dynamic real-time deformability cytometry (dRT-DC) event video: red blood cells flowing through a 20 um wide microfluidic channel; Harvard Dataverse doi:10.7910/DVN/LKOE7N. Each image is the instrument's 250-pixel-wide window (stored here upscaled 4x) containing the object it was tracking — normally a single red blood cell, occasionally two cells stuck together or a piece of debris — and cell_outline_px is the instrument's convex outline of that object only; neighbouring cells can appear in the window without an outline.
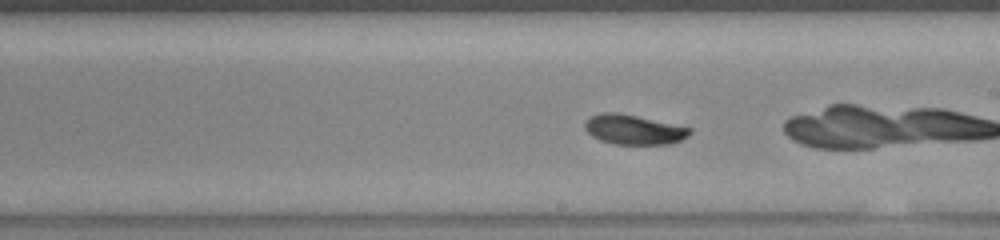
{"species": "common noctule bat (a hibernating species)", "species_latin": "Nyctalus noctula", "temperature_condition": "warm", "stored_images_in_passage": 47, "camera_frame_rate_fps": 3000, "um_per_image_px": 0.085, "animal": {"sex": "female", "body_mass_g": 23.0, "forearm_length_mm": 53.4}, "frame": {"image": 1, "passage_image": 24, "time_ms": 7.667, "image_size_px": [1000, 240], "cell_outline_px": [[692, 132], [688, 136], [680, 140], [668, 144], [612, 144], [600, 140], [592, 136], [584, 128], [584, 124], [592, 116], [604, 112], [616, 112], [636, 116], [692, 128]], "centroid_in_image_um": [53.87, 11.02], "position_along_channel_um": 235.1, "area_um2": 17.98}, "authors_computed_cell_mechanics": {"area_um2": 18.3226, "velocity_mm_per_s": 3.9431, "shape_relaxation_time_tau1_ms": 3.2722, "shape_relaxation_time_tau2_ms": 4.7435, "deformation_change_tau1": 0.1475, "deformation_change_tau2": 0.0861}}